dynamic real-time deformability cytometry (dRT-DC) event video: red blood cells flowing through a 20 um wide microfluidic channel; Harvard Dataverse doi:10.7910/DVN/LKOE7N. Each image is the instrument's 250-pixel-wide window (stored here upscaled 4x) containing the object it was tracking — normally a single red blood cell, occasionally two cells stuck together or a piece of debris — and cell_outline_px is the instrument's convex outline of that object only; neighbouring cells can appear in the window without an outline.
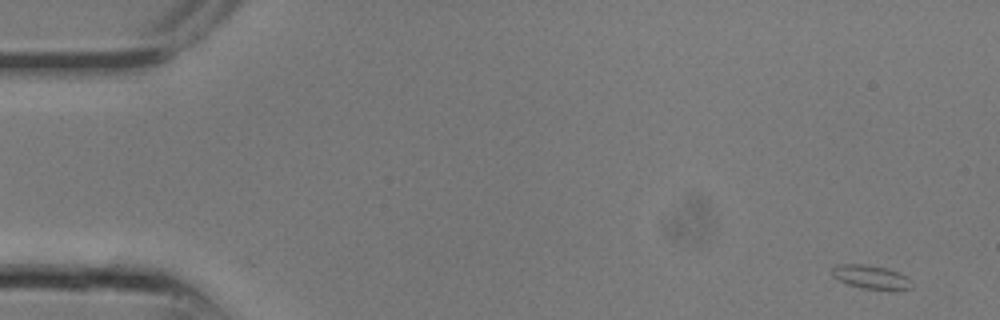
{"species": "common noctule bat (a hibernating species)", "species_latin": "Nyctalus noctula", "temperature_condition": "room temperature", "stored_images_in_passage": 17, "camera_frame_rate_fps": 3000, "um_per_image_px": 0.085, "animal": {"sex": "male", "body_mass_g": 13.3}, "frame": {"image": 1, "passage_image": 1, "time_ms": 0.0, "image_size_px": [1000, 320], "cell_outline_px": [[912, 288], [896, 292], [860, 288], [848, 284], [832, 276], [832, 268], [836, 264], [864, 264], [888, 268], [912, 280]], "centroid_in_image_um": [74.08, 23.58], "position_along_channel_um": 10.9, "area_um2": 11.39}}